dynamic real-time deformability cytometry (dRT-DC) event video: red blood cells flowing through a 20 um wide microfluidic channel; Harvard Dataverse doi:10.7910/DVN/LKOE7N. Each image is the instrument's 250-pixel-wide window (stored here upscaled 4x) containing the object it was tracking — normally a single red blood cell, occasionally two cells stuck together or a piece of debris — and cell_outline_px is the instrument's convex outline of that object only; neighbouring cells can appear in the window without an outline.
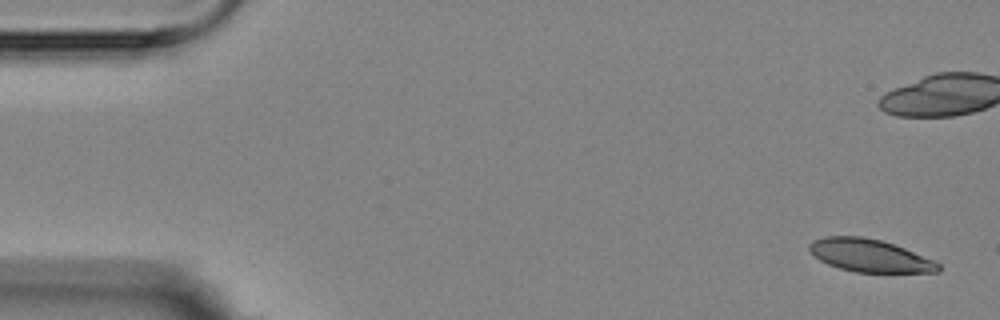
{"species": "Egyptian fruit bat (a non-hibernating species)", "species_latin": "Rousettus aegyptiacus", "temperature_condition": "room temperature", "stored_images_in_passage": 7, "camera_frame_rate_fps": 3000, "um_per_image_px": 0.085, "animal": {"sex": "female"}, "frame": {"image": 1, "passage_image": 1, "time_ms": 0.0, "image_size_px": [1000, 320], "cell_outline_px": [[940, 272], [856, 272], [840, 268], [828, 264], [820, 260], [808, 248], [808, 244], [812, 240], [824, 236], [864, 236], [880, 240], [904, 248], [936, 260], [940, 264]], "centroid_in_image_um": [73.94, 21.71], "position_along_channel_um": 11.1, "area_um2": 24.57}}